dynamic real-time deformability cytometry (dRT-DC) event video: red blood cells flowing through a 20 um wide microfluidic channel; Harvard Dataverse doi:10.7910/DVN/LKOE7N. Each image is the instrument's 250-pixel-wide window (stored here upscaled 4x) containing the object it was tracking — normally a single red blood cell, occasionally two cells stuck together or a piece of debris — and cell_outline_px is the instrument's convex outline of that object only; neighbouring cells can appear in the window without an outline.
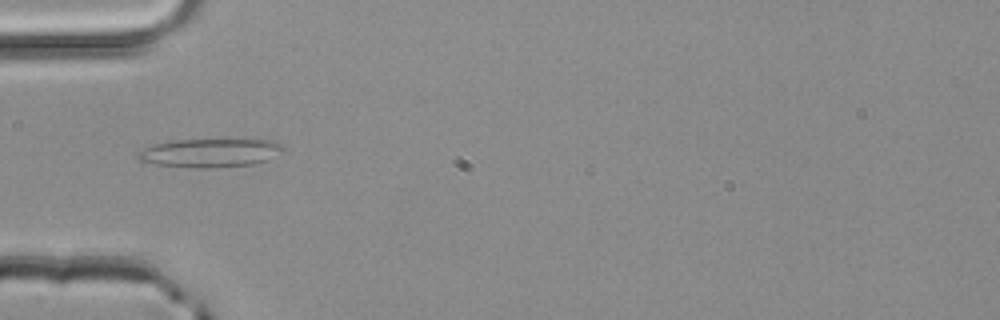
{"species": "common noctule bat (a hibernating species)", "species_latin": "Nyctalus noctula", "temperature_condition": "room temperature", "stored_images_in_passage": 4, "camera_frame_rate_fps": 3000, "um_per_image_px": 0.085, "animal": {"sex": "male", "body_mass_g": 20.4}, "frame": {"image": 1, "passage_image": 4, "time_ms": 1.0, "image_size_px": [1000, 320], "cell_outline_px": [[284, 152], [268, 160], [256, 164], [208, 168], [192, 168], [156, 164], [140, 160], [136, 156], [144, 148], [156, 144], [172, 140], [276, 140], [284, 148]], "centroid_in_image_um": [17.92, 13.0], "position_along_channel_um": 67.1, "area_um2": 24.16}}